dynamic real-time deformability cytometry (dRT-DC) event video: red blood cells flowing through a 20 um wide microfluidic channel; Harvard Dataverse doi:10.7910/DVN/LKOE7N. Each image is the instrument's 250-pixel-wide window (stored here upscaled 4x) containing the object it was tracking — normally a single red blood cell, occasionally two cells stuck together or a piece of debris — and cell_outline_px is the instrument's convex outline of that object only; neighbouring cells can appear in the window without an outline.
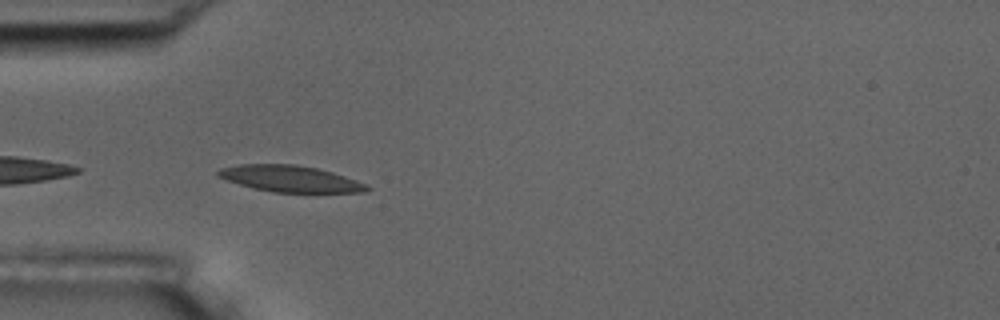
{"species": "common noctule bat (a hibernating species)", "species_latin": "Nyctalus noctula", "temperature_condition": "room temperature", "stored_images_in_passage": 6, "camera_frame_rate_fps": 3000, "um_per_image_px": 0.085, "animal": {"sex": "male", "body_mass_g": 17.5, "forearm_length_mm": 52.3}, "frame": {"image": 1, "passage_image": 5, "time_ms": 4.667, "image_size_px": [1000, 320], "cell_outline_px": [[372, 188], [364, 192], [272, 192], [252, 188], [216, 176], [216, 172], [220, 168], [240, 164], [296, 164], [316, 168], [332, 172], [356, 180]], "centroid_in_image_um": [24.63, 15.19], "position_along_channel_um": 60.4, "area_um2": 22.72}}